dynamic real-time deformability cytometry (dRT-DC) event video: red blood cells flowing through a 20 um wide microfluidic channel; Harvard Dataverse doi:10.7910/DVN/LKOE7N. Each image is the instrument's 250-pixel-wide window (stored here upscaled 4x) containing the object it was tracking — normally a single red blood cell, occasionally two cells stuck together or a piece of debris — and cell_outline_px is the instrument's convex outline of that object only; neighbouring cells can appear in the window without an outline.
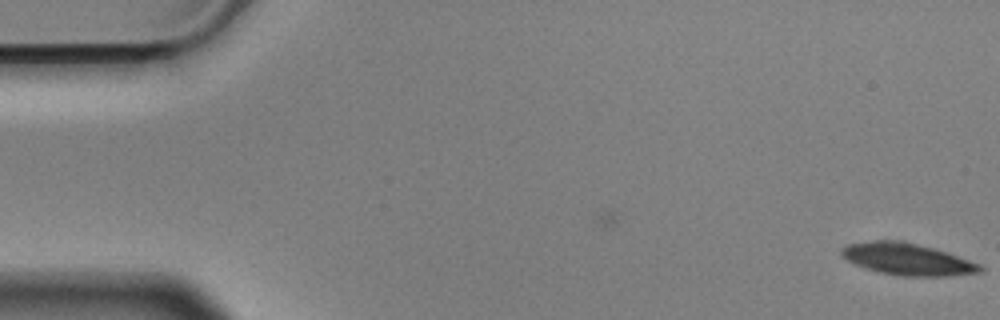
{"species": "Egyptian fruit bat (a non-hibernating species)", "species_latin": "Rousettus aegyptiacus", "temperature_condition": "cold", "stored_images_in_passage": 7, "camera_frame_rate_fps": 3000, "um_per_image_px": 0.085, "animal": {"sex": "male"}, "frame": {"image": 1, "passage_image": 7, "time_ms": 2.0, "image_size_px": [1000, 320], "cell_outline_px": [[984, 268], [980, 272], [948, 276], [900, 276], [880, 272], [864, 268], [840, 256], [840, 248], [848, 244], [872, 240], [896, 240], [916, 244], [948, 252], [980, 264]], "centroid_in_image_um": [77.1, 22.03], "position_along_channel_um": 7.9, "area_um2": 25.66}}